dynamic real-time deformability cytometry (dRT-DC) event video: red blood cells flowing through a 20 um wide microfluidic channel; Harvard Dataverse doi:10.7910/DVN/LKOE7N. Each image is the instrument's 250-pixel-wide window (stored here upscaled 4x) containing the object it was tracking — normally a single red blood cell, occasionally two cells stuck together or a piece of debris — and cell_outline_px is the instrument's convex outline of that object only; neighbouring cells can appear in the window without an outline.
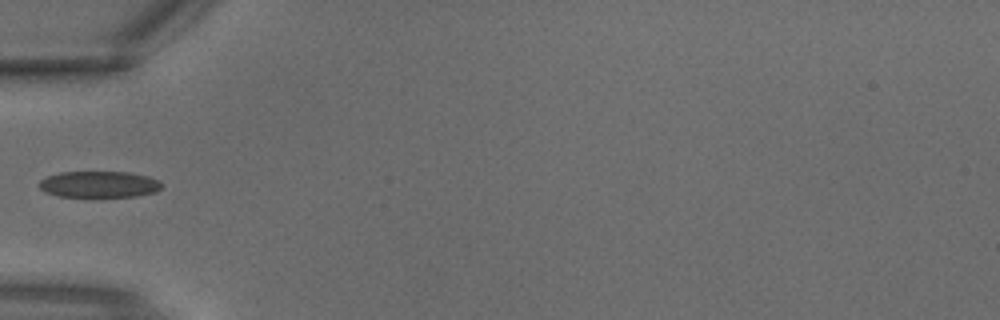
{"species": "common noctule bat (a hibernating species)", "species_latin": "Nyctalus noctula", "temperature_condition": "warm", "stored_images_in_passage": 3, "camera_frame_rate_fps": 3000, "um_per_image_px": 0.085, "animal": {"sex": "male", "body_mass_g": 18.8}, "frame": {"image": 1, "passage_image": 3, "time_ms": 0.667, "image_size_px": [1000, 320], "cell_outline_px": [[164, 184], [156, 192], [136, 196], [60, 196], [44, 192], [40, 188], [40, 180], [48, 176], [60, 172], [128, 172], [148, 176], [160, 180]], "centroid_in_image_um": [8.46, 15.66], "position_along_channel_um": 76.5, "area_um2": 18.73}}